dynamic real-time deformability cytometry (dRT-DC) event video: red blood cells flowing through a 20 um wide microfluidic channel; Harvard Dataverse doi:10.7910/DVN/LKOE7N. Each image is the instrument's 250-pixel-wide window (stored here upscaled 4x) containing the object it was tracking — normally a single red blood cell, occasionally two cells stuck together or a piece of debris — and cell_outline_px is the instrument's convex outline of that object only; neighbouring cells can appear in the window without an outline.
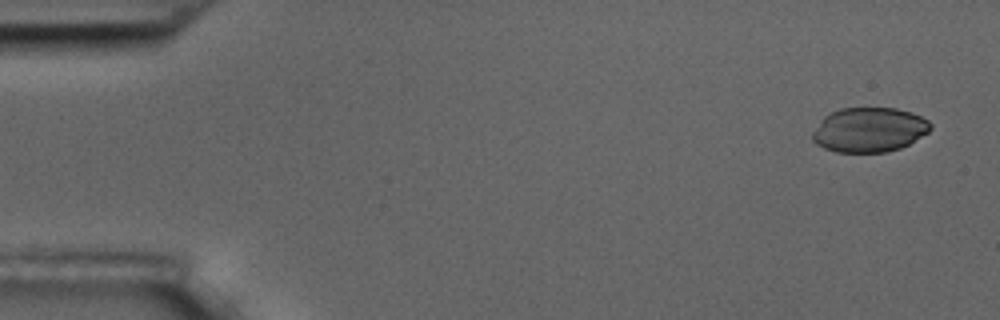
{"species": "common noctule bat (a hibernating species)", "species_latin": "Nyctalus noctula", "temperature_condition": "room temperature", "stored_images_in_passage": 15, "camera_frame_rate_fps": 3000, "um_per_image_px": 0.085, "animal": {"sex": "male", "body_mass_g": 17.5, "forearm_length_mm": 52.3}, "frame": {"image": 1, "passage_image": 1, "time_ms": 0.0, "image_size_px": [1000, 320], "cell_outline_px": [[932, 128], [928, 132], [908, 144], [900, 148], [888, 152], [836, 152], [824, 148], [816, 144], [812, 140], [812, 132], [820, 120], [824, 116], [840, 108], [896, 108], [912, 112], [928, 120], [932, 124]], "centroid_in_image_um": [73.87, 11.03], "position_along_channel_um": 11.1, "area_um2": 30.81}}